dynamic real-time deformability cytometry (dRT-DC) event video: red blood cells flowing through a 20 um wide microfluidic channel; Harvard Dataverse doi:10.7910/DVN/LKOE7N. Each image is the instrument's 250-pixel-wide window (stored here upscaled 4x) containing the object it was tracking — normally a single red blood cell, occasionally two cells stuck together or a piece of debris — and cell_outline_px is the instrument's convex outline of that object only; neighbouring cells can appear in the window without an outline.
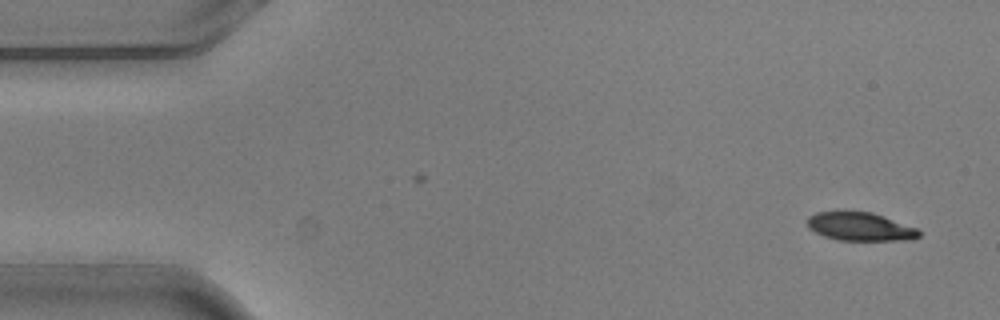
{"species": "common noctule bat (a hibernating species)", "species_latin": "Nyctalus noctula", "temperature_condition": "warm", "stored_images_in_passage": 2, "camera_frame_rate_fps": 3000, "um_per_image_px": 0.085, "animal": {"sex": "male", "body_mass_g": 20.5, "forearm_length_mm": 52.5}, "frame": {"image": 1, "passage_image": 2, "time_ms": 0.333, "image_size_px": [1000, 320], "cell_outline_px": [[920, 236], [912, 240], [836, 240], [824, 236], [808, 228], [808, 216], [816, 212], [872, 212], [884, 216], [916, 228], [920, 232]], "centroid_in_image_um": [73.12, 19.27], "position_along_channel_um": 11.9, "area_um2": 18.32}}